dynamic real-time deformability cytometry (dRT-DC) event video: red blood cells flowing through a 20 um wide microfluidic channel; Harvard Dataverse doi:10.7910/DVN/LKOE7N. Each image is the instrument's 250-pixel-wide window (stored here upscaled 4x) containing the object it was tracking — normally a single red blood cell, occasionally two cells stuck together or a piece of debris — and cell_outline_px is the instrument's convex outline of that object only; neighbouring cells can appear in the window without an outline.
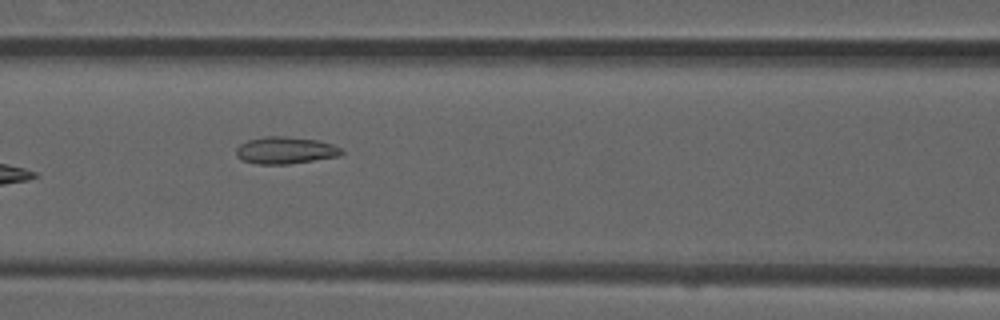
{"species": "common noctule bat (a hibernating species)", "species_latin": "Nyctalus noctula", "temperature_condition": "room temperature", "stored_images_in_passage": 8, "camera_frame_rate_fps": 3000, "um_per_image_px": 0.085, "animal": {"sex": "male", "forearm_length_mm": 52.5}, "frame": {"image": 1, "passage_image": 8, "time_ms": 2.333, "image_size_px": [1000, 320], "cell_outline_px": [[344, 152], [340, 156], [288, 164], [256, 164], [240, 160], [236, 156], [236, 148], [240, 144], [248, 140], [264, 136], [284, 136], [320, 140], [332, 144], [340, 148]], "centroid_in_image_um": [24.24, 12.78], "position_along_channel_um": 142.4, "area_um2": 16.76}}